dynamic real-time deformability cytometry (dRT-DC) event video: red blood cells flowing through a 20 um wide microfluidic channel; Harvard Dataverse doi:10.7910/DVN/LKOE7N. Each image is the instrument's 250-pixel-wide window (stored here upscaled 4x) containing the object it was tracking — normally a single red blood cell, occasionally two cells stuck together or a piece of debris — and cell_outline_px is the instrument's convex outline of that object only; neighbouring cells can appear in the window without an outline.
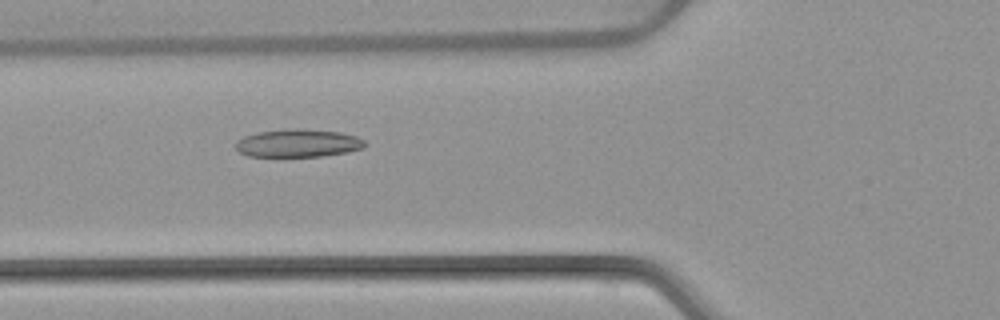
{"species": "common noctule bat (a hibernating species)", "species_latin": "Nyctalus noctula", "temperature_condition": "warm", "stored_images_in_passage": 53, "camera_frame_rate_fps": 3000, "um_per_image_px": 0.085, "animal": {"sex": "female", "body_mass_g": 22.7, "forearm_length_mm": 54.2}, "frame": {"image": 1, "passage_image": 20, "time_ms": 6.333, "image_size_px": [1000, 320], "cell_outline_px": [[364, 148], [348, 152], [320, 156], [248, 156], [240, 152], [236, 148], [236, 140], [244, 136], [256, 132], [288, 128], [296, 128], [340, 132], [356, 136], [364, 140]], "centroid_in_image_um": [25.31, 12.16], "position_along_channel_um": 100.5, "area_um2": 21.04}}
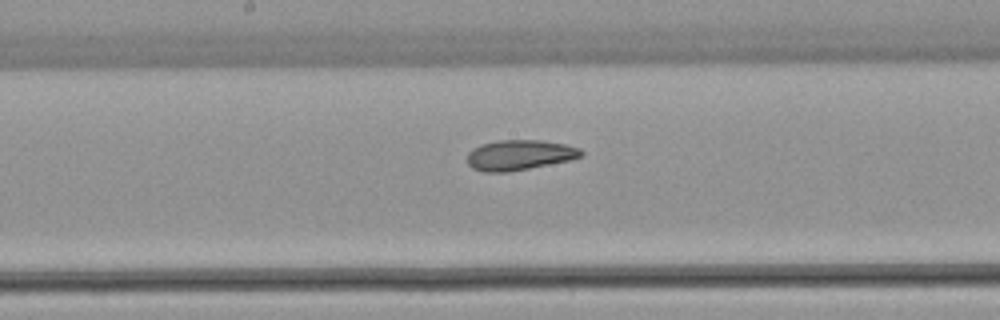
{"frame": {"image": 2, "passage_image": 28, "time_ms": 9.0, "image_size_px": [1000, 320], "cell_outline_px": [[584, 156], [568, 160], [508, 172], [484, 172], [472, 168], [468, 164], [468, 152], [472, 148], [480, 144], [496, 140], [540, 140], [564, 144], [580, 148], [584, 152]], "centroid_in_image_um": [44.13, 13.17], "position_along_channel_um": 204.1, "area_um2": 20.06}}
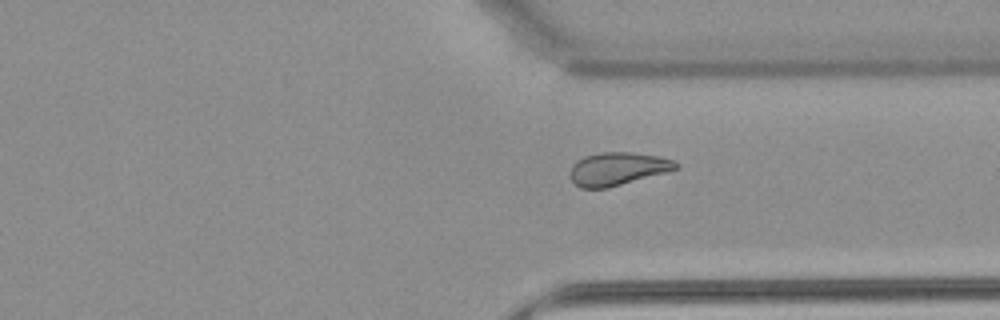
{"frame": {"image": 3, "passage_image": 40, "time_ms": 13.0, "image_size_px": [1000, 320], "cell_outline_px": [[680, 168], [668, 172], [608, 188], [580, 188], [572, 180], [572, 164], [576, 160], [584, 156], [600, 152], [632, 152], [656, 156], [672, 160], [680, 164]], "centroid_in_image_um": [52.53, 14.35], "position_along_channel_um": 358.9, "area_um2": 20.35}, "authors_computed_cell_mechanics": {"area_um2": 22.253, "velocity_mm_per_s": 3.8678, "shape_relaxation_time_tau1_ms": null, "shape_relaxation_time_tau2_ms": 2.3613, "deformation_change_tau1": null, "deformation_change_tau2": 0.0906}}